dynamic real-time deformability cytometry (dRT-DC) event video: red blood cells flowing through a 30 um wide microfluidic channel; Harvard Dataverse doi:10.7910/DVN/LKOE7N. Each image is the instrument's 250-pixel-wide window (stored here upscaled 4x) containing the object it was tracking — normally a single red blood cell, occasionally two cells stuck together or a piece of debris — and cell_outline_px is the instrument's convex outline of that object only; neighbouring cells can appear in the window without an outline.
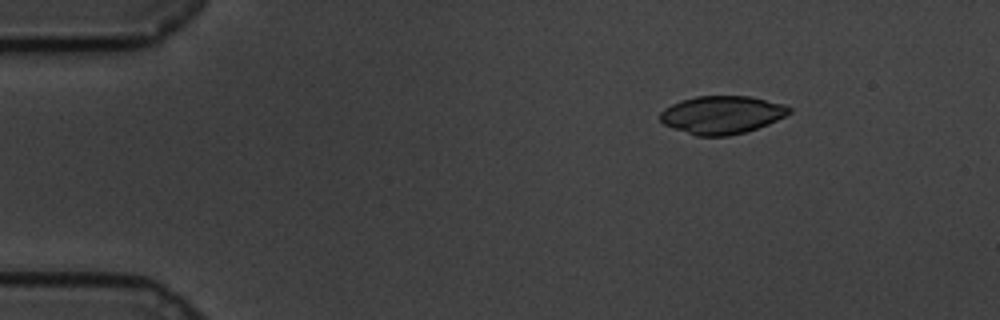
{"species": "common noctule bat (a hibernating species)", "species_latin": "Nyctalus noctula", "temperature_condition": "cold", "stored_images_in_passage": 52, "camera_frame_rate_fps": 3000, "um_per_image_px": 0.085, "animal": {"sex": "male", "body_mass_g": 19.5, "forearm_length_mm": 54.6}, "frame": {"image": 1, "passage_image": 1, "time_ms": 0.0, "image_size_px": [1000, 320], "cell_outline_px": [[792, 112], [768, 124], [744, 132], [728, 136], [696, 136], [672, 128], [664, 124], [660, 120], [660, 112], [664, 108], [672, 104], [696, 96], [748, 96], [784, 104], [792, 108]], "centroid_in_image_um": [61.35, 9.76], "position_along_channel_um": 23.7, "area_um2": 28.44}}